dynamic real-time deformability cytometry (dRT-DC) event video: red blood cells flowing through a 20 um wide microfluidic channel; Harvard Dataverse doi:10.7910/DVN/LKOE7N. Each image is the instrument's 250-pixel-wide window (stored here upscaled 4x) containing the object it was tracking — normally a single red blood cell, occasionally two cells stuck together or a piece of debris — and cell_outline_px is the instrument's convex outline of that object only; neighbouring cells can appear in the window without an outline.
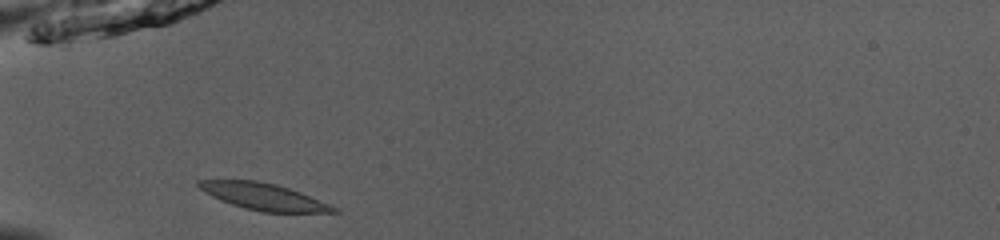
{"species": "common noctule bat (a hibernating species)", "species_latin": "Nyctalus noctula", "temperature_condition": "room temperature", "stored_images_in_passage": 35, "camera_frame_rate_fps": 3000, "um_per_image_px": 0.085, "animal": {"sex": "male", "body_mass_g": 13.0, "forearm_length_mm": 53.1}, "frame": {"image": 1, "passage_image": 1, "time_ms": 0.0, "image_size_px": [1000, 240], "cell_outline_px": [[340, 212], [264, 212], [244, 208], [232, 204], [212, 196], [204, 192], [196, 184], [196, 180], [256, 180], [276, 184], [300, 192], [340, 208]], "centroid_in_image_um": [22.43, 16.71], "position_along_channel_um": 62.6, "area_um2": 20.87}}
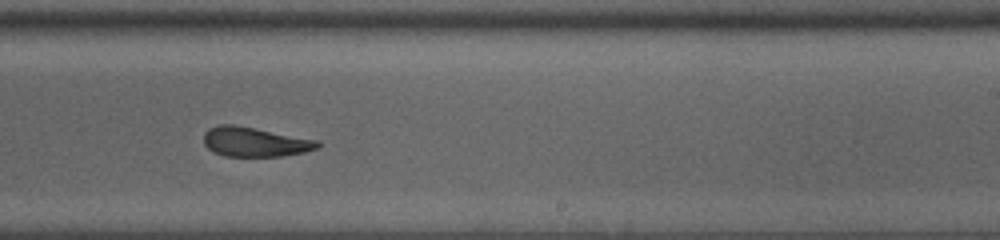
{"frame": {"image": 2, "passage_image": 17, "time_ms": 5.333, "image_size_px": [1000, 240], "cell_outline_px": [[320, 148], [304, 152], [280, 156], [224, 156], [212, 152], [204, 144], [204, 132], [208, 128], [220, 124], [232, 124], [320, 140]], "centroid_in_image_um": [21.66, 12.06], "position_along_channel_um": 267.3, "area_um2": 19.71}}
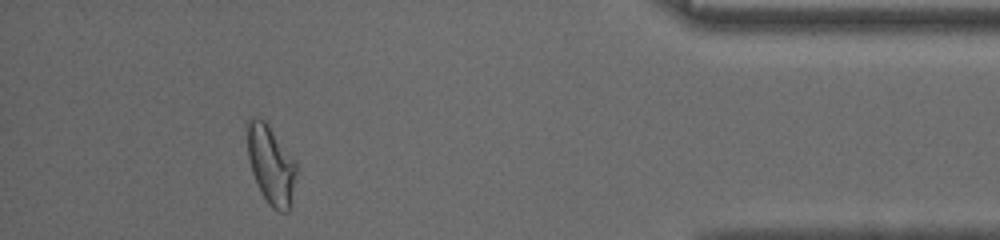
{"frame": {"image": 3, "passage_image": 31, "time_ms": 10.0, "image_size_px": [1000, 240], "cell_outline_px": [[296, 172], [288, 212], [280, 212], [272, 208], [268, 204], [252, 172], [248, 156], [248, 120], [252, 116], [256, 116], [264, 120], [268, 124], [296, 160]], "centroid_in_image_um": [23.04, 13.97], "position_along_channel_um": 412.2, "area_um2": 22.08}, "authors_computed_cell_mechanics": {"area_um2": 20.6924, "velocity_mm_per_s": 3.9399, "shape_relaxation_time_tau1_ms": null, "shape_relaxation_time_tau2_ms": 1.8356, "deformation_change_tau1": null, "deformation_change_tau2": 0.0979}}